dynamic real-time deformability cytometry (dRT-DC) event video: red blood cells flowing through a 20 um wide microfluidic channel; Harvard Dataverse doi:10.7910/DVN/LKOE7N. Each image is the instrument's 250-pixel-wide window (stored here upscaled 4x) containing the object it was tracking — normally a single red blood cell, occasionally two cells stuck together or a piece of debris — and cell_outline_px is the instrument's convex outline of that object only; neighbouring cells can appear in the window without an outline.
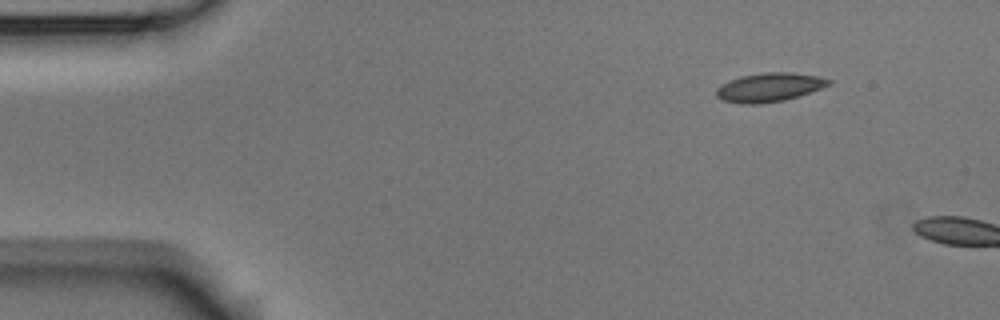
{"species": "Egyptian fruit bat (a non-hibernating species)", "species_latin": "Rousettus aegyptiacus", "temperature_condition": "room temperature", "stored_images_in_passage": 2, "camera_frame_rate_fps": 3000, "um_per_image_px": 0.085, "animal": {"sex": "male"}, "frame": {"image": 1, "passage_image": 1, "time_ms": 0.0, "image_size_px": [1000, 320], "cell_outline_px": [[832, 84], [784, 100], [760, 104], [740, 104], [720, 100], [716, 96], [716, 88], [720, 84], [728, 80], [740, 76], [764, 72], [792, 72], [816, 76], [832, 80]], "centroid_in_image_um": [65.31, 7.42], "position_along_channel_um": 19.7, "area_um2": 18.96}}